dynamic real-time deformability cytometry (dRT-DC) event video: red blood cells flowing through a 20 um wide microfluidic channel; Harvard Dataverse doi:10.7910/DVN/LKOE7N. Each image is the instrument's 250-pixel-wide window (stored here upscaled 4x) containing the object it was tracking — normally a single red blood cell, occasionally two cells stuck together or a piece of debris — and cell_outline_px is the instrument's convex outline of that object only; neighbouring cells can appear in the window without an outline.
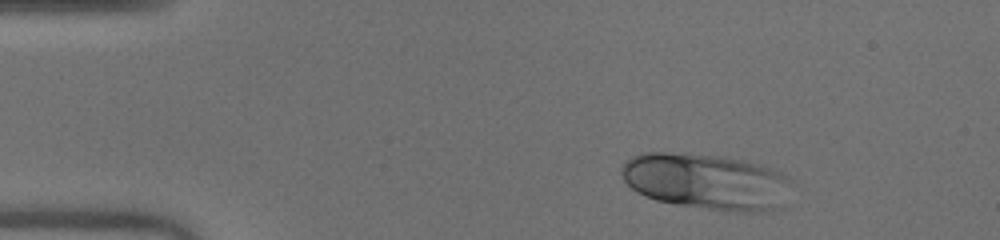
{"species": "human", "species_latin": "Homo sapiens", "temperature_condition": "warm", "stored_images_in_passage": 43, "camera_frame_rate_fps": 3000, "um_per_image_px": 0.085, "donor": {"sex": "male"}, "frame": {"image": 1, "passage_image": 1, "time_ms": 0.0, "image_size_px": [1000, 240], "cell_outline_px": [[788, 180], [780, 208], [760, 212], [736, 212], [676, 204], [656, 200], [632, 188], [624, 180], [620, 172], [620, 168], [632, 156], [640, 152], [664, 152], [724, 156], [744, 160], [760, 164], [772, 168], [788, 176]], "centroid_in_image_um": [60.0, 15.41], "position_along_channel_um": 25.0, "area_um2": 55.14}}
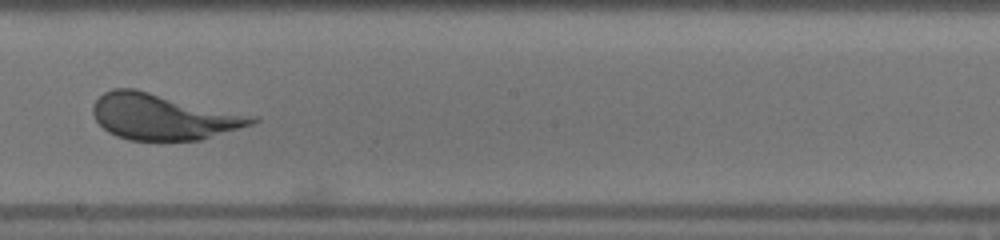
{"frame": {"image": 2, "passage_image": 22, "time_ms": 7.0, "image_size_px": [1000, 240], "cell_outline_px": [[260, 120], [252, 124], [200, 140], [128, 140], [116, 136], [108, 132], [96, 120], [92, 112], [92, 104], [104, 92], [112, 88], [136, 88], [260, 116]], "centroid_in_image_um": [13.9, 9.9], "position_along_channel_um": 234.3, "area_um2": 43.12}}
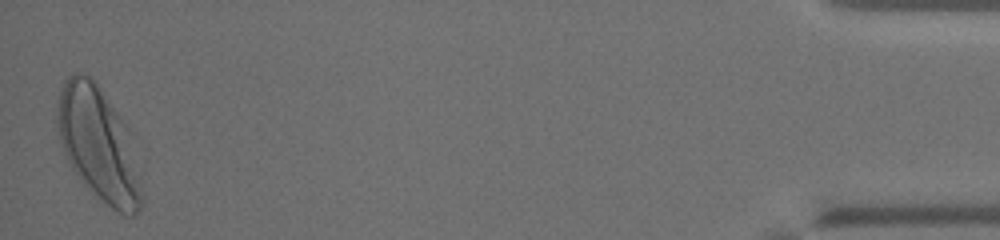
{"frame": {"image": 3, "passage_image": 43, "time_ms": 14.0, "image_size_px": [1000, 240], "cell_outline_px": [[144, 204], [132, 216], [124, 216], [116, 212], [92, 192], [72, 168], [68, 160], [60, 140], [56, 124], [56, 116], [60, 92], [64, 80], [72, 72], [84, 72], [92, 76], [96, 80], [120, 120], [140, 188]], "centroid_in_image_um": [8.26, 12.23], "position_along_channel_um": 426.9, "area_um2": 53.41}}